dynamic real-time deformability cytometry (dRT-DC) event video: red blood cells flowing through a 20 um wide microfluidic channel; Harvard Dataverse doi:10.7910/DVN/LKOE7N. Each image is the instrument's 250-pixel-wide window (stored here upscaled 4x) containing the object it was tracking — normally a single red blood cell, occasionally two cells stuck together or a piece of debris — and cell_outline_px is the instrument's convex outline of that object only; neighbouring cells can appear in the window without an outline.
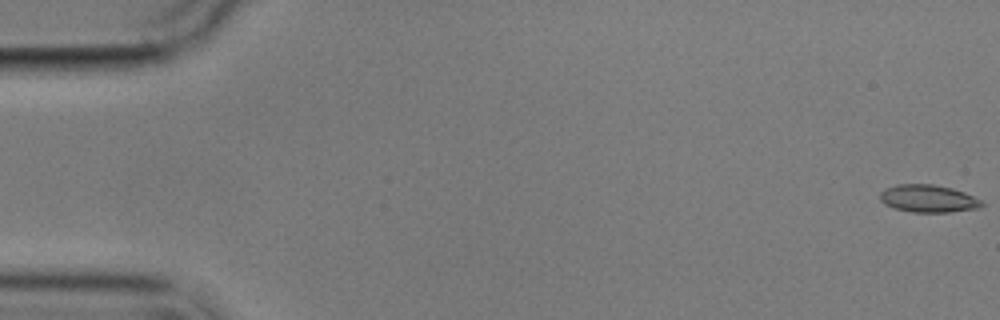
{"species": "common noctule bat (a hibernating species)", "species_latin": "Nyctalus noctula", "temperature_condition": "cold", "stored_images_in_passage": 8, "camera_frame_rate_fps": 3000, "um_per_image_px": 0.085, "animal": {"sex": "male", "body_mass_g": 17.9}, "frame": {"image": 1, "passage_image": 1, "time_ms": 0.0, "image_size_px": [1000, 320], "cell_outline_px": [[984, 204], [980, 208], [948, 212], [912, 212], [892, 208], [884, 204], [880, 200], [880, 192], [884, 188], [896, 184], [932, 184], [952, 188], [964, 192], [980, 200]], "centroid_in_image_um": [78.85, 16.88], "position_along_channel_um": 6.1, "area_um2": 16.42}}
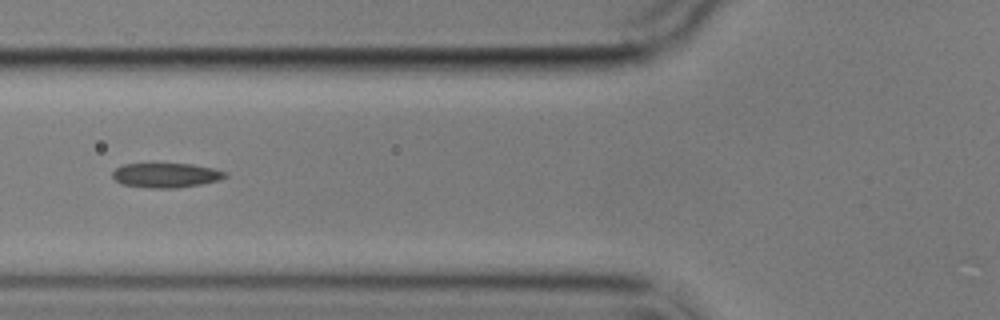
{"frame": {"image": 2, "passage_image": 7, "time_ms": 7.0, "image_size_px": [1000, 320], "cell_outline_px": [[228, 176], [220, 180], [200, 184], [176, 188], [152, 188], [120, 184], [112, 176], [112, 172], [116, 168], [124, 164], [192, 164], [216, 168], [228, 172]], "centroid_in_image_um": [14.16, 14.89], "position_along_channel_um": 111.6, "area_um2": 16.24}}
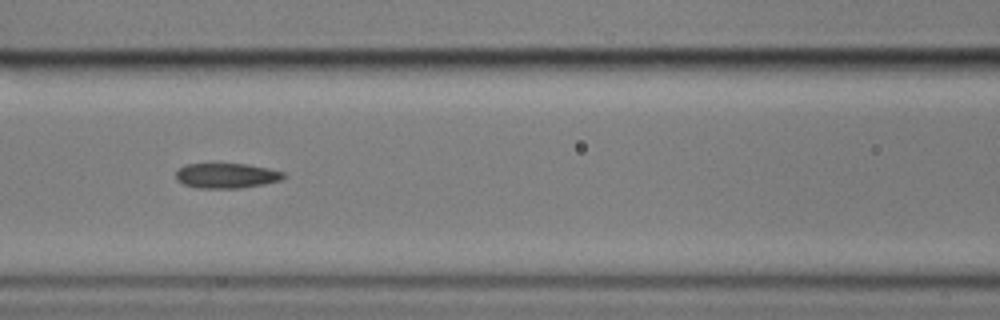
{"frame": {"image": 3, "passage_image": 8, "time_ms": 8.0, "image_size_px": [1000, 320], "cell_outline_px": [[288, 176], [280, 180], [264, 184], [240, 188], [196, 188], [184, 184], [176, 180], [176, 172], [184, 164], [248, 164], [268, 168], [284, 172]], "centroid_in_image_um": [19.27, 14.93], "position_along_channel_um": 147.3, "area_um2": 15.78}}